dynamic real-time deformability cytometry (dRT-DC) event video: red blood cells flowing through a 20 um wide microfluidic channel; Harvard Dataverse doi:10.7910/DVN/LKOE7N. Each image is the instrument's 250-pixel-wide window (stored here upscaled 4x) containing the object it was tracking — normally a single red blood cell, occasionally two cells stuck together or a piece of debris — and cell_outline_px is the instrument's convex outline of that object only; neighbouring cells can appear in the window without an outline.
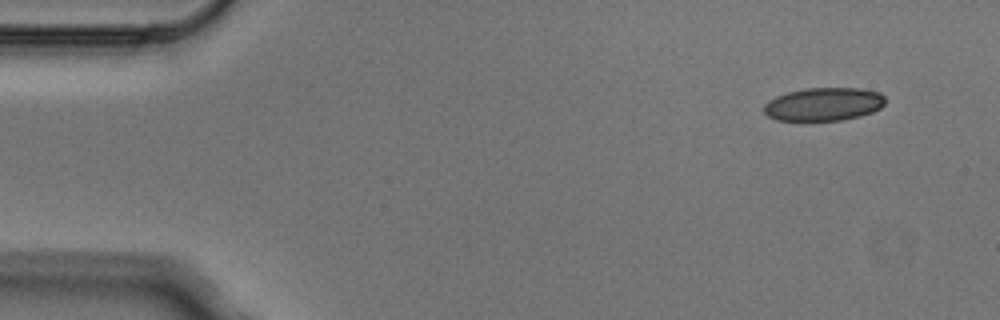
{"species": "Egyptian fruit bat (a non-hibernating species)", "species_latin": "Rousettus aegyptiacus", "temperature_condition": "cold", "stored_images_in_passage": 4, "camera_frame_rate_fps": 3000, "um_per_image_px": 0.085, "animal": {"sex": "male"}, "frame": {"image": 1, "passage_image": 1, "time_ms": 0.0, "image_size_px": [1000, 320], "cell_outline_px": [[884, 104], [880, 108], [872, 112], [860, 116], [840, 120], [776, 120], [768, 116], [764, 112], [764, 104], [768, 100], [776, 96], [788, 92], [808, 88], [860, 88], [880, 92], [884, 96]], "centroid_in_image_um": [70.01, 8.85], "position_along_channel_um": 15.0, "area_um2": 23.41}}
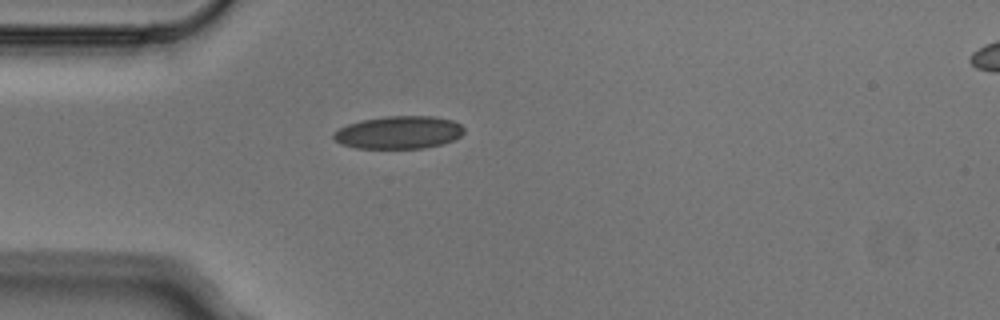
{"frame": {"image": 2, "passage_image": 4, "time_ms": 1.0, "image_size_px": [1000, 320], "cell_outline_px": [[464, 132], [460, 136], [452, 140], [440, 144], [424, 148], [356, 148], [340, 144], [332, 136], [340, 128], [348, 124], [364, 120], [384, 116], [432, 116], [452, 120], [460, 124], [464, 128]], "centroid_in_image_um": [33.91, 11.25], "position_along_channel_um": 51.1, "area_um2": 24.68}}